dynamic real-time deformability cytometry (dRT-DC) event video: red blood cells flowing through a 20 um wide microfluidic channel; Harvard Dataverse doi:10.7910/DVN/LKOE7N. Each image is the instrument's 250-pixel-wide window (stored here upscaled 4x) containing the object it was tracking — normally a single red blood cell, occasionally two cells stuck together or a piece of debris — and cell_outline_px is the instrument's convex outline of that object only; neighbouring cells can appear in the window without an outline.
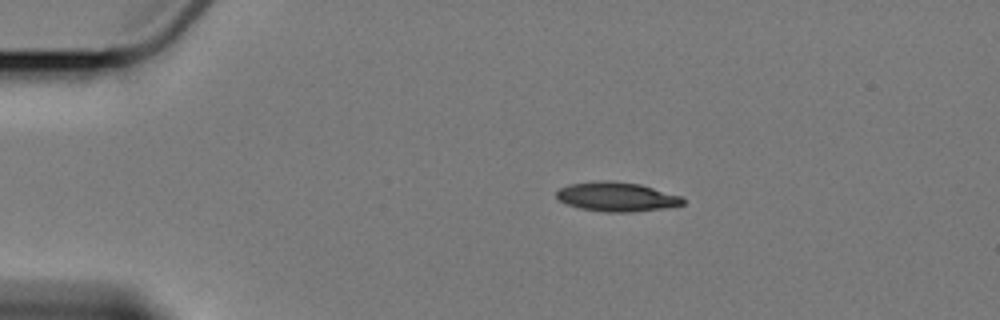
{"species": "Egyptian fruit bat (a non-hibernating species)", "species_latin": "Rousettus aegyptiacus", "temperature_condition": "cold", "stored_images_in_passage": 5, "camera_frame_rate_fps": 3000, "um_per_image_px": 0.085, "animal": {"sex": "female"}, "frame": {"image": 1, "passage_image": 3, "time_ms": 2.333, "image_size_px": [1000, 320], "cell_outline_px": [[684, 204], [664, 208], [632, 212], [604, 212], [580, 208], [568, 204], [560, 200], [556, 196], [556, 192], [560, 188], [568, 184], [592, 180], [612, 180], [640, 184], [680, 196], [684, 200]], "centroid_in_image_um": [52.38, 16.71], "position_along_channel_um": 32.6, "area_um2": 21.62}}
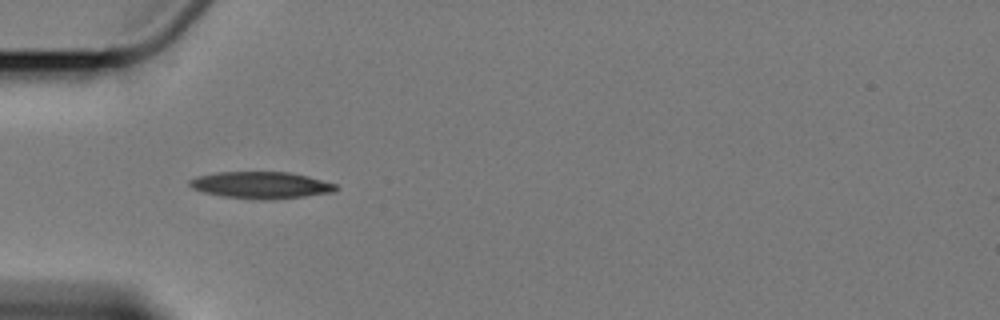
{"frame": {"image": 2, "passage_image": 5, "time_ms": 4.667, "image_size_px": [1000, 320], "cell_outline_px": [[340, 188], [332, 192], [304, 196], [224, 196], [204, 192], [192, 188], [188, 184], [188, 180], [196, 176], [216, 172], [288, 172], [308, 176], [336, 184]], "centroid_in_image_um": [22.15, 15.67], "position_along_channel_um": 62.8, "area_um2": 21.56}}